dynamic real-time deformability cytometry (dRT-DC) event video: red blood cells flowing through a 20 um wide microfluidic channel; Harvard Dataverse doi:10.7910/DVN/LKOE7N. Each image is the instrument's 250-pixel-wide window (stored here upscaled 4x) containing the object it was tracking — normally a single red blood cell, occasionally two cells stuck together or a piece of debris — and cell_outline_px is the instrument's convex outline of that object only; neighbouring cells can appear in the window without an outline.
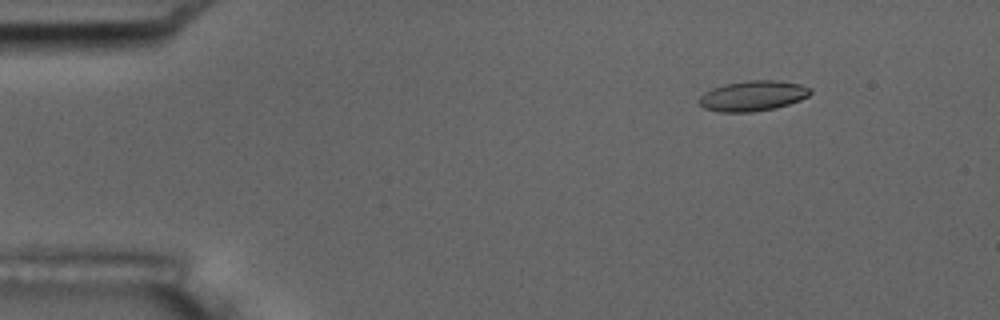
{"species": "common noctule bat (a hibernating species)", "species_latin": "Nyctalus noctula", "temperature_condition": "room temperature", "stored_images_in_passage": 5, "camera_frame_rate_fps": 3000, "um_per_image_px": 0.085, "animal": {"sex": "male", "body_mass_g": 17.5, "forearm_length_mm": 52.3}, "frame": {"image": 1, "passage_image": 2, "time_ms": 2.0, "image_size_px": [1000, 320], "cell_outline_px": [[812, 92], [808, 96], [800, 100], [776, 108], [752, 112], [720, 112], [704, 108], [696, 100], [704, 92], [712, 88], [724, 84], [748, 80], [776, 80], [800, 84], [812, 88]], "centroid_in_image_um": [63.98, 8.14], "position_along_channel_um": 21.0, "area_um2": 19.83}}